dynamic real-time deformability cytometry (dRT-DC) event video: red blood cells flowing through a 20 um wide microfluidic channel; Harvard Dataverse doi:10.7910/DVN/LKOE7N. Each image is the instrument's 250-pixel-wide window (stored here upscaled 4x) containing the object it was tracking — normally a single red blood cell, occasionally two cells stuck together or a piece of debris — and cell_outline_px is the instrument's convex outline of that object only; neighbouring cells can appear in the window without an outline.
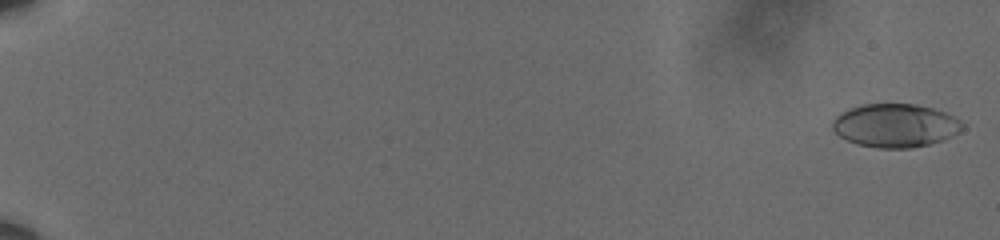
{"species": "human", "species_latin": "Homo sapiens", "temperature_condition": "cold", "stored_images_in_passage": 61, "camera_frame_rate_fps": 3000, "um_per_image_px": 0.085, "donor": {"sex": "male"}, "frame": {"image": 1, "passage_image": 2, "time_ms": 0.333, "image_size_px": [1000, 240], "cell_outline_px": [[964, 128], [960, 132], [952, 136], [928, 144], [912, 148], [876, 148], [856, 144], [840, 136], [832, 128], [832, 120], [840, 112], [848, 108], [860, 104], [916, 104], [932, 108], [944, 112], [960, 120], [964, 124]], "centroid_in_image_um": [76.08, 10.66], "position_along_channel_um": 8.9, "area_um2": 33.0}}
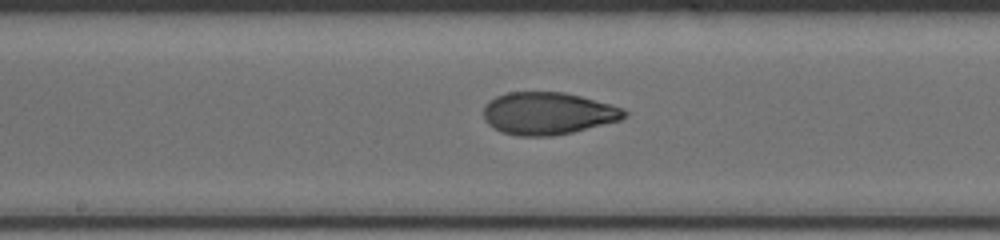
{"frame": {"image": 2, "passage_image": 36, "time_ms": 11.667, "image_size_px": [1000, 240], "cell_outline_px": [[628, 116], [620, 120], [572, 132], [552, 136], [516, 136], [504, 132], [488, 124], [484, 120], [484, 104], [488, 100], [496, 96], [508, 92], [564, 92], [580, 96], [608, 104], [620, 108], [628, 112]], "centroid_in_image_um": [46.54, 9.64], "position_along_channel_um": 201.7, "area_um2": 34.56}}
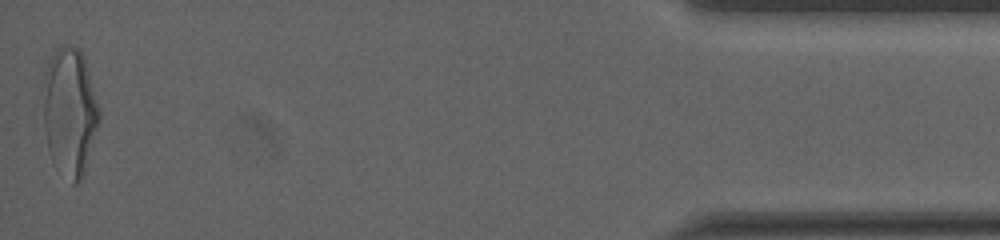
{"frame": {"image": 3, "passage_image": 61, "time_ms": 20.0, "image_size_px": [1000, 240], "cell_outline_px": [[100, 120], [84, 176], [76, 184], [72, 184], [52, 160], [48, 148], [44, 128], [44, 72], [56, 48], [64, 44], [80, 48], [84, 56], [100, 112]], "centroid_in_image_um": [5.94, 9.5], "position_along_channel_um": 429.3, "area_um2": 41.73}, "authors_computed_cell_mechanics": {"area_um2": 34.2176, "velocity_mm_per_s": 3.6154, "shape_relaxation_time_tau1_ms": 5.4919, "shape_relaxation_time_tau2_ms": 1.4894, "deformation_change_tau1": 0.1909, "deformation_change_tau2": 0.0715}}